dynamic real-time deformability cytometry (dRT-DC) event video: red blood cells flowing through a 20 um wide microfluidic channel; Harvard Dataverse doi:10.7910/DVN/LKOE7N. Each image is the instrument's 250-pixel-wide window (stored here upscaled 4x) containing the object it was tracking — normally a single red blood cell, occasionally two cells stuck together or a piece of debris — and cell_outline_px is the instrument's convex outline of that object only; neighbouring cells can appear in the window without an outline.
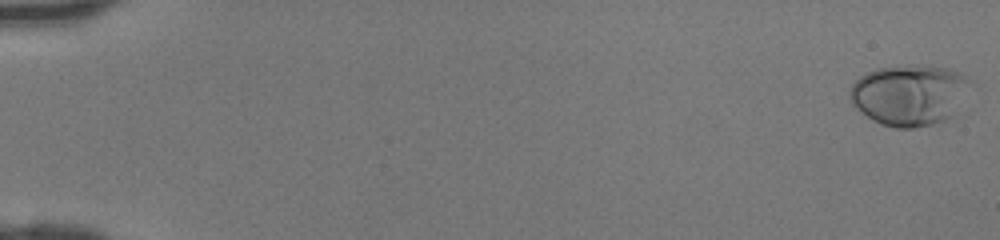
{"species": "human", "species_latin": "Homo sapiens", "temperature_condition": "room temperature", "stored_images_in_passage": 10, "camera_frame_rate_fps": 3000, "um_per_image_px": 0.085, "donor": {"sex": "female"}, "frame": {"image": 1, "passage_image": 1, "time_ms": 0.0, "image_size_px": [1000, 240], "cell_outline_px": [[968, 80], [952, 116], [944, 120], [932, 124], [912, 128], [896, 128], [880, 124], [872, 120], [856, 108], [852, 104], [848, 96], [848, 88], [860, 76], [876, 68], [916, 64], [948, 68], [960, 72]], "centroid_in_image_um": [77.18, 8.06], "position_along_channel_um": 7.8, "area_um2": 42.25}}